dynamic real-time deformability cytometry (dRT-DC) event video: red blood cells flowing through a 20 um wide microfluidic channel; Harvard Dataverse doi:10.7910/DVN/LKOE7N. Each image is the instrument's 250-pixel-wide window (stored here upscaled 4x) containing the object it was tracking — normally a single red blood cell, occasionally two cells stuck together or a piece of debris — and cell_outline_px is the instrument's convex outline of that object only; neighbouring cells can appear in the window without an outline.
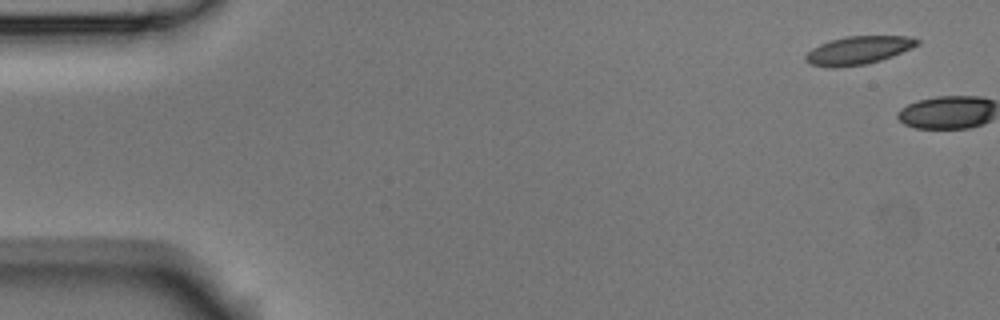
{"species": "Egyptian fruit bat (a non-hibernating species)", "species_latin": "Rousettus aegyptiacus", "temperature_condition": "room temperature", "stored_images_in_passage": 2, "camera_frame_rate_fps": 3000, "um_per_image_px": 0.085, "animal": {"sex": "male"}, "frame": {"image": 1, "passage_image": 1, "time_ms": 0.0, "image_size_px": [1000, 320], "cell_outline_px": [[920, 44], [892, 56], [880, 60], [864, 64], [836, 68], [828, 68], [812, 64], [804, 60], [804, 56], [812, 48], [828, 40], [844, 36], [912, 36], [920, 40]], "centroid_in_image_um": [72.94, 4.27], "position_along_channel_um": 12.1, "area_um2": 18.44}}